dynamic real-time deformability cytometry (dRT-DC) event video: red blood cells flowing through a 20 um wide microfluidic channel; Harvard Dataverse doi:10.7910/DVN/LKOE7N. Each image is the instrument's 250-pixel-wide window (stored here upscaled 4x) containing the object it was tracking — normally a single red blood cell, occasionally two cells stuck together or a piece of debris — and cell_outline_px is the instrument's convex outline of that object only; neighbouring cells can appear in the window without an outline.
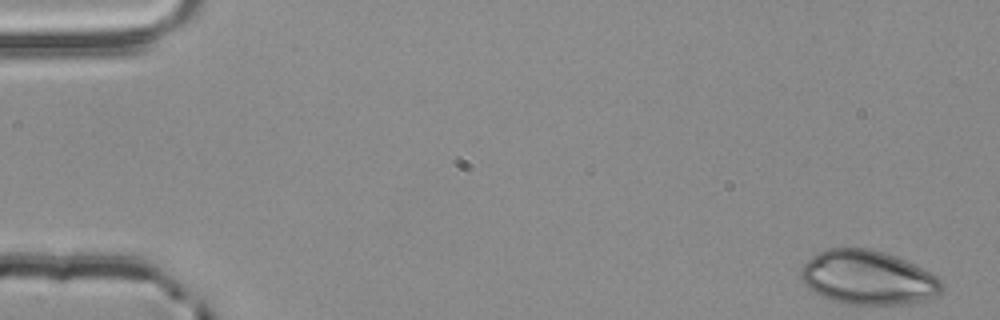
{"species": "common noctule bat (a hibernating species)", "species_latin": "Nyctalus noctula", "temperature_condition": "room temperature", "stored_images_in_passage": 3, "camera_frame_rate_fps": 3000, "um_per_image_px": 0.085, "animal": {"sex": "male", "body_mass_g": 20.4}, "frame": {"image": 1, "passage_image": 1, "time_ms": 0.0, "image_size_px": [1000, 320], "cell_outline_px": [[944, 288], [936, 296], [928, 300], [904, 304], [848, 304], [832, 300], [820, 296], [808, 288], [800, 280], [800, 268], [816, 252], [828, 248], [868, 248], [884, 252], [896, 256], [936, 276], [940, 280]], "centroid_in_image_um": [73.73, 23.6], "position_along_channel_um": 11.3, "area_um2": 44.51}}